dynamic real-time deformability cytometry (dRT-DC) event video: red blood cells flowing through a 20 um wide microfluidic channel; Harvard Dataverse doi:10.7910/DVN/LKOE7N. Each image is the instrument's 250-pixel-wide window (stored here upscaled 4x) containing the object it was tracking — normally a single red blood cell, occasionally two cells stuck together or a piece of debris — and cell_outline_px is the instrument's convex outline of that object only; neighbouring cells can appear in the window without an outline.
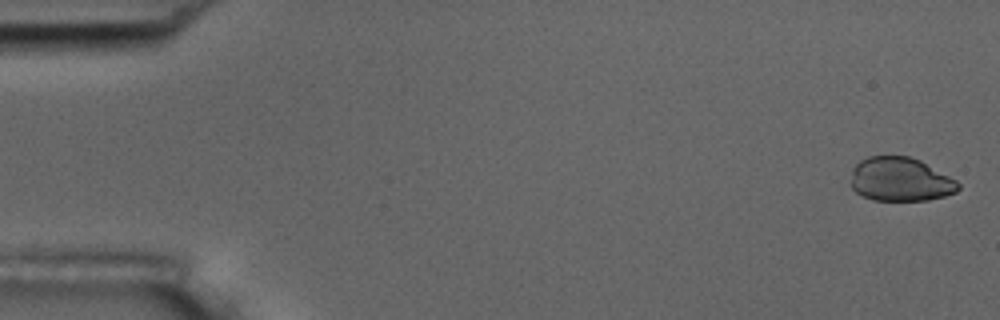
{"species": "common noctule bat (a hibernating species)", "species_latin": "Nyctalus noctula", "temperature_condition": "room temperature", "stored_images_in_passage": 6, "camera_frame_rate_fps": 3000, "um_per_image_px": 0.085, "animal": {"sex": "male", "body_mass_g": 17.5, "forearm_length_mm": 52.3}, "frame": {"image": 1, "passage_image": 1, "time_ms": 0.0, "image_size_px": [1000, 320], "cell_outline_px": [[960, 188], [956, 192], [944, 196], [928, 200], [872, 200], [856, 192], [852, 188], [852, 168], [860, 160], [868, 156], [908, 156], [920, 160], [956, 180], [960, 184]], "centroid_in_image_um": [76.53, 15.25], "position_along_channel_um": 8.5, "area_um2": 27.4}}